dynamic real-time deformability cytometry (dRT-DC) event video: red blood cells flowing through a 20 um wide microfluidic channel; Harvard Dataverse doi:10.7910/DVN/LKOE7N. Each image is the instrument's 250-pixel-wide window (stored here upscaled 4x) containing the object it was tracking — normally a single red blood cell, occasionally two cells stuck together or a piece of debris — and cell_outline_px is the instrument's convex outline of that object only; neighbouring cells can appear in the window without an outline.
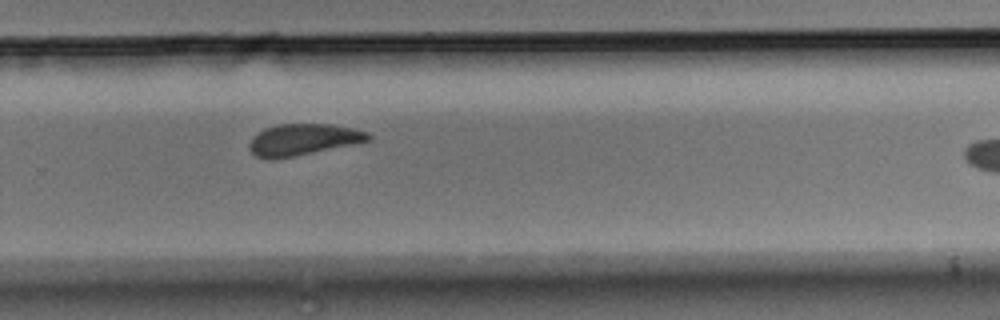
{"species": "Egyptian fruit bat (a non-hibernating species)", "species_latin": "Rousettus aegyptiacus", "temperature_condition": "room temperature", "stored_images_in_passage": 11, "camera_frame_rate_fps": 3000, "um_per_image_px": 0.085, "animal": {"sex": "male"}, "frame": {"image": 1, "passage_image": 10, "time_ms": 3.0, "image_size_px": [1000, 320], "cell_outline_px": [[372, 140], [276, 160], [264, 160], [256, 156], [248, 148], [248, 144], [252, 136], [256, 132], [264, 128], [280, 124], [332, 124], [352, 128], [368, 132], [372, 136]], "centroid_in_image_um": [25.71, 11.88], "position_along_channel_um": 304.1, "area_um2": 22.14}}